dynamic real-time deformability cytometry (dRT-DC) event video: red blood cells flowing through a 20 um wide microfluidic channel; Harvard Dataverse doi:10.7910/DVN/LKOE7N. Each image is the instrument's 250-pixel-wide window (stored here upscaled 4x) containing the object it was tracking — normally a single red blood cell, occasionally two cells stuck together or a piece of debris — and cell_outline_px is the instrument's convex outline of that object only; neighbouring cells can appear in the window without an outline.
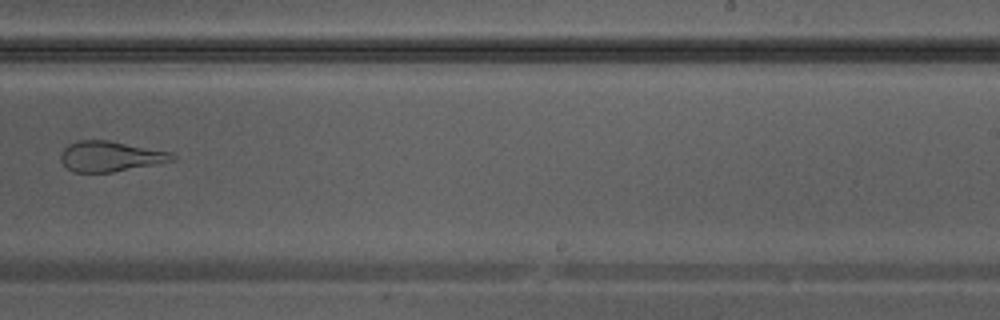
{"species": "Egyptian fruit bat (a non-hibernating species)", "species_latin": "Rousettus aegyptiacus", "temperature_condition": "warm", "stored_images_in_passage": 34, "camera_frame_rate_fps": 3000, "um_per_image_px": 0.085, "animal": {"sex": "male"}, "frame": {"image": 1, "passage_image": 20, "time_ms": 6.333, "image_size_px": [1000, 320], "cell_outline_px": [[176, 160], [156, 164], [112, 172], [72, 172], [60, 160], [60, 152], [68, 144], [80, 140], [108, 140], [172, 152], [176, 156]], "centroid_in_image_um": [9.38, 13.29], "position_along_channel_um": 279.6, "area_um2": 19.77}}